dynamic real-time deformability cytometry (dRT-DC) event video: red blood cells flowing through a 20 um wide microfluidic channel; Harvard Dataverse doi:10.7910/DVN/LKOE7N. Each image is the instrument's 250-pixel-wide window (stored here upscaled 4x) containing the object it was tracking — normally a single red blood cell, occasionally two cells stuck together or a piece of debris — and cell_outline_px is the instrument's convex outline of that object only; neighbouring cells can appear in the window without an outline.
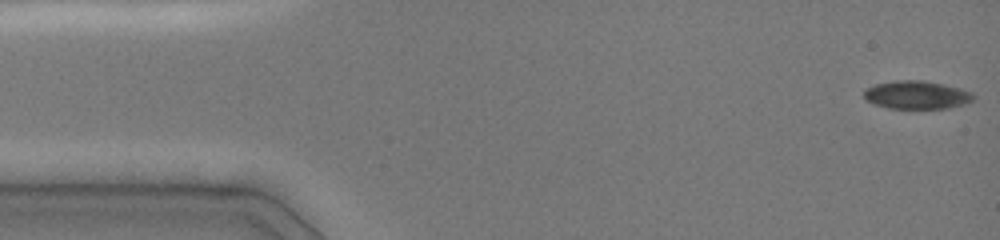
{"species": "common noctule bat (a hibernating species)", "species_latin": "Nyctalus noctula", "temperature_condition": "cold", "stored_images_in_passage": 47, "camera_frame_rate_fps": 3000, "um_per_image_px": 0.085, "animal": {"sex": "female", "body_mass_g": 19.0, "forearm_length_mm": 51.5}, "frame": {"image": 1, "passage_image": 1, "time_ms": 0.0, "image_size_px": [1000, 240], "cell_outline_px": [[976, 96], [972, 100], [964, 104], [948, 108], [888, 108], [876, 104], [868, 100], [864, 96], [864, 92], [868, 88], [876, 84], [896, 80], [924, 80], [944, 84], [960, 88], [972, 92]], "centroid_in_image_um": [77.97, 8.06], "position_along_channel_um": 7.0, "area_um2": 17.8}}
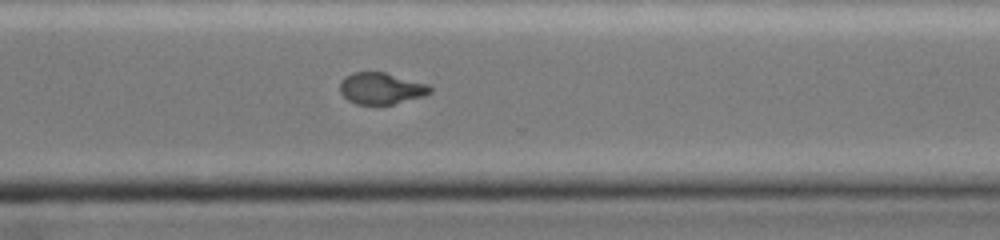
{"frame": {"image": 2, "passage_image": 34, "time_ms": 11.0, "image_size_px": [1000, 240], "cell_outline_px": [[432, 92], [424, 96], [392, 104], [356, 104], [348, 100], [340, 92], [340, 84], [344, 76], [352, 72], [384, 72], [428, 84], [432, 88]], "centroid_in_image_um": [32.39, 7.51], "position_along_channel_um": 338.2, "area_um2": 16.53}}
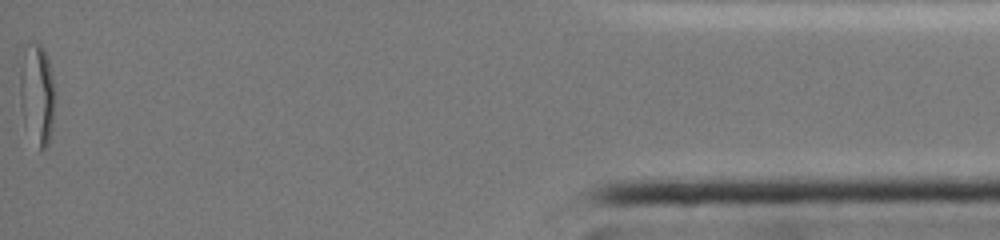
{"frame": {"image": 3, "passage_image": 47, "time_ms": 15.333, "image_size_px": [1000, 240], "cell_outline_px": [[56, 100], [52, 124], [48, 144], [44, 148], [40, 148], [24, 124], [20, 104], [20, 72], [32, 44], [40, 44], [44, 48], [48, 60], [56, 92]], "centroid_in_image_um": [3.2, 8.08], "position_along_channel_um": 432.0, "area_um2": 19.77}, "authors_computed_cell_mechanics": {"area_um2": 18.4382, "velocity_mm_per_s": 4.0756, "shape_relaxation_time_tau1_ms": null, "shape_relaxation_time_tau2_ms": 4.3097, "deformation_change_tau1": null, "deformation_change_tau2": 0.0815}}